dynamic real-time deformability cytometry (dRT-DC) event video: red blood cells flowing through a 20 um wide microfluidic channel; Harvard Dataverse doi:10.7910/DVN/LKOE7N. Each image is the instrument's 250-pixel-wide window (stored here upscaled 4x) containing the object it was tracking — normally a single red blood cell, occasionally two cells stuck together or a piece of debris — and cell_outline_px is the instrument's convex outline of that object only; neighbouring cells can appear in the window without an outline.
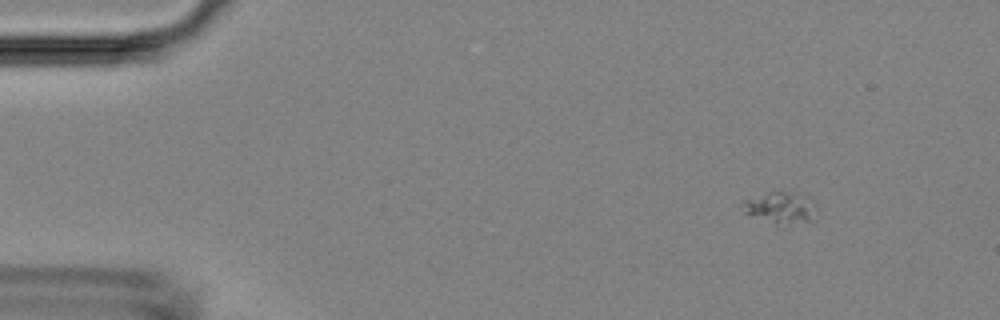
{"species": "Egyptian fruit bat (a non-hibernating species)", "species_latin": "Rousettus aegyptiacus", "temperature_condition": "room temperature", "stored_images_in_passage": 2, "camera_frame_rate_fps": 3000, "um_per_image_px": 0.085, "animal": {"sex": "female"}, "frame": {"image": 1, "passage_image": 2, "time_ms": 2.333, "image_size_px": [1000, 320], "cell_outline_px": [[816, 220], [784, 228], [744, 212], [740, 208], [740, 204], [744, 200], [768, 192], [800, 192], [812, 200], [816, 208]], "centroid_in_image_um": [66.41, 17.71], "position_along_channel_um": 18.6, "area_um2": 14.33}}